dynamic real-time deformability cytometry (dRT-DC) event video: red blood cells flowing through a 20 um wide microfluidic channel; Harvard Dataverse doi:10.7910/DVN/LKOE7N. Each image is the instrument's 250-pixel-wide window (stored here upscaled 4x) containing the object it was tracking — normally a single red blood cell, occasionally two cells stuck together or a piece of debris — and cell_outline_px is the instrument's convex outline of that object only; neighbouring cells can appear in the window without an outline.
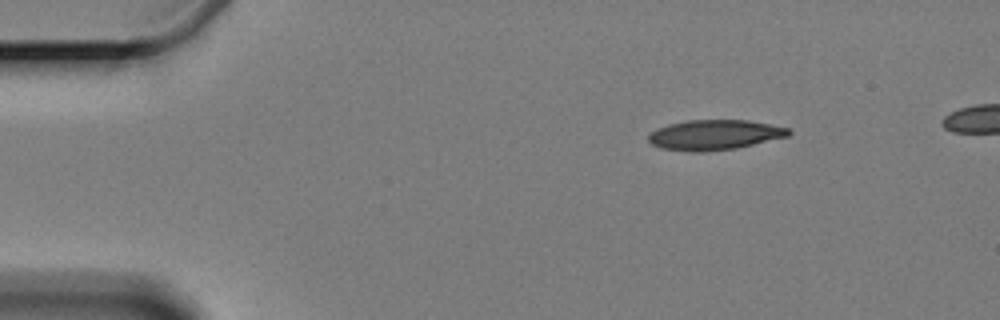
{"species": "Egyptian fruit bat (a non-hibernating species)", "species_latin": "Rousettus aegyptiacus", "temperature_condition": "cold", "stored_images_in_passage": 4, "camera_frame_rate_fps": 3000, "um_per_image_px": 0.085, "animal": {"sex": "female"}, "frame": {"image": 1, "passage_image": 1, "time_ms": 0.0, "image_size_px": [1000, 320], "cell_outline_px": [[792, 132], [788, 136], [736, 148], [704, 152], [688, 152], [660, 148], [652, 144], [648, 140], [648, 136], [652, 132], [668, 124], [688, 120], [748, 120], [788, 128]], "centroid_in_image_um": [60.72, 11.47], "position_along_channel_um": 24.3, "area_um2": 24.45}}